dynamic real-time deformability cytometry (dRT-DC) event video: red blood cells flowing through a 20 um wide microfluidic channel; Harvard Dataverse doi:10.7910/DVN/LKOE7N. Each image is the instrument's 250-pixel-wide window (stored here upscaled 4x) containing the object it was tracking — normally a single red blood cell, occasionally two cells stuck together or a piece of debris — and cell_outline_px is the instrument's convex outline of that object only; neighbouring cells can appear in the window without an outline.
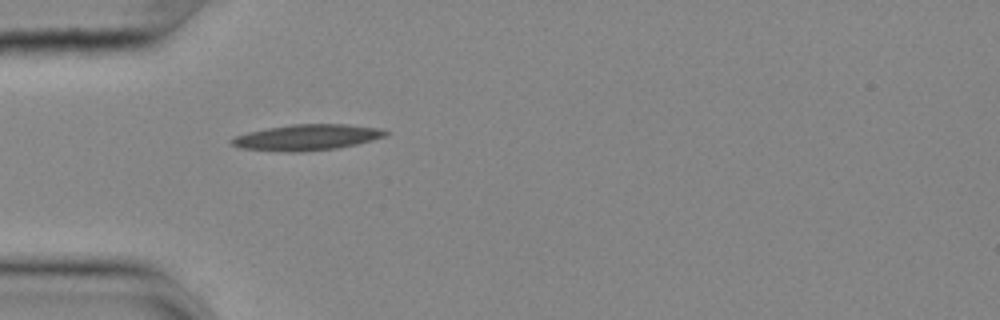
{"species": "common noctule bat (a hibernating species)", "species_latin": "Nyctalus noctula", "temperature_condition": "cold", "stored_images_in_passage": 40, "camera_frame_rate_fps": 3000, "um_per_image_px": 0.085, "animal": {"sex": "female", "body_mass_g": 25.1}, "frame": {"image": 1, "passage_image": 1, "time_ms": 0.0, "image_size_px": [1000, 320], "cell_outline_px": [[388, 132], [384, 136], [372, 140], [356, 144], [336, 148], [300, 152], [288, 152], [240, 148], [232, 144], [228, 140], [236, 136], [248, 132], [268, 128], [292, 124], [344, 124], [380, 128]], "centroid_in_image_um": [26.06, 11.67], "position_along_channel_um": 58.9, "area_um2": 23.0}}
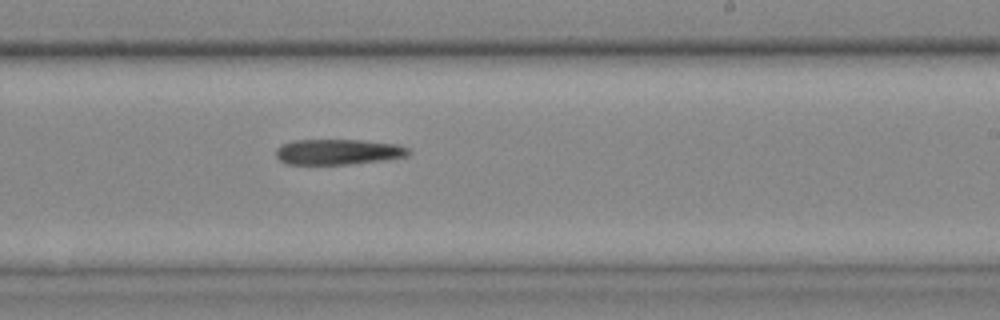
{"frame": {"image": 2, "passage_image": 18, "time_ms": 5.667, "image_size_px": [1000, 320], "cell_outline_px": [[412, 152], [408, 156], [384, 160], [348, 164], [284, 164], [276, 156], [276, 148], [280, 144], [292, 140], [360, 140], [400, 144], [408, 148]], "centroid_in_image_um": [28.74, 12.9], "position_along_channel_um": 260.3, "area_um2": 19.94}}
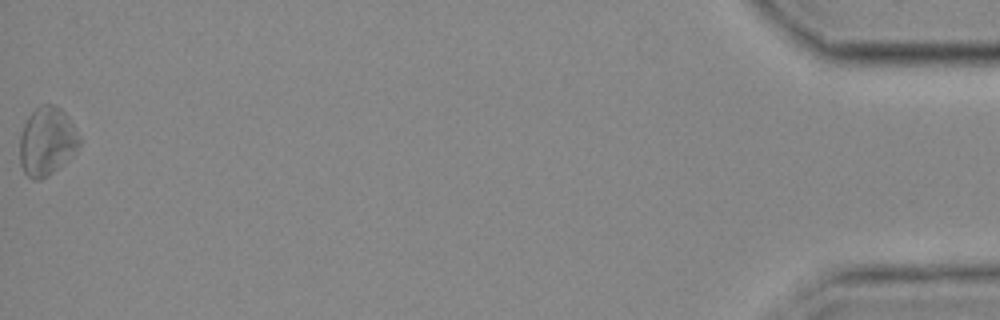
{"frame": {"image": 3, "passage_image": 40, "time_ms": 13.0, "image_size_px": [1000, 320], "cell_outline_px": [[80, 144], [76, 152], [64, 164], [48, 176], [40, 180], [32, 180], [24, 172], [20, 164], [20, 136], [24, 124], [28, 116], [36, 108], [44, 104], [56, 104], [68, 116], [80, 136]], "centroid_in_image_um": [4.0, 12.03], "position_along_channel_um": 431.2, "area_um2": 24.04}}